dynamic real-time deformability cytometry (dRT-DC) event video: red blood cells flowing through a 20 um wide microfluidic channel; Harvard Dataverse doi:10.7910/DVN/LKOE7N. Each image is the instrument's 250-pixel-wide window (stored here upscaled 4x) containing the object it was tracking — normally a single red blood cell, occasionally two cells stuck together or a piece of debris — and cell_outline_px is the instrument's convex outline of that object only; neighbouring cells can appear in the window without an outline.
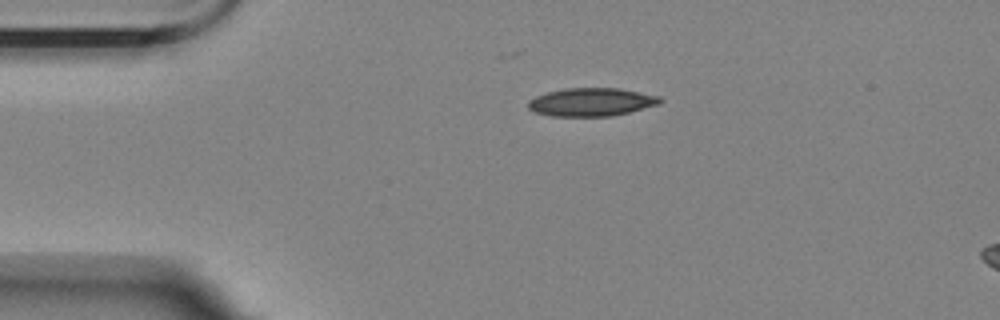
{"species": "Egyptian fruit bat (a non-hibernating species)", "species_latin": "Rousettus aegyptiacus", "temperature_condition": "room temperature", "stored_images_in_passage": 2, "camera_frame_rate_fps": 3000, "um_per_image_px": 0.085, "animal": {"sex": "female"}, "frame": {"image": 1, "passage_image": 1, "time_ms": 0.0, "image_size_px": [1000, 320], "cell_outline_px": [[664, 100], [660, 104], [612, 116], [548, 116], [532, 112], [528, 108], [528, 100], [536, 96], [548, 92], [564, 88], [620, 88], [660, 96]], "centroid_in_image_um": [50.26, 8.67], "position_along_channel_um": 34.7, "area_um2": 21.85}}